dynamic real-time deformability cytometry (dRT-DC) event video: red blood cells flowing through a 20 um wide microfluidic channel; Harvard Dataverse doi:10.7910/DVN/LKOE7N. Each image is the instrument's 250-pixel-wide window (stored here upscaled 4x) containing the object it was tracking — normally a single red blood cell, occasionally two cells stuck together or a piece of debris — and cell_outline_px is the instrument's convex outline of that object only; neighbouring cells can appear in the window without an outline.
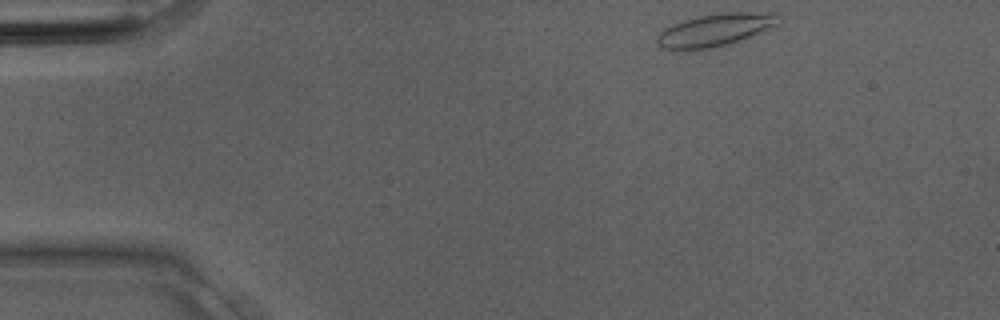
{"species": "Egyptian fruit bat (a non-hibernating species)", "species_latin": "Rousettus aegyptiacus", "temperature_condition": "room temperature", "stored_images_in_passage": 2, "camera_frame_rate_fps": 3000, "um_per_image_px": 0.085, "animal": {"sex": "male"}, "frame": {"image": 1, "passage_image": 1, "time_ms": 0.0, "image_size_px": [1000, 320], "cell_outline_px": [[780, 12], [776, 24], [752, 36], [732, 44], [684, 52], [664, 48], [656, 44], [656, 36], [664, 28], [672, 24], [684, 20], [700, 16], [720, 12]], "centroid_in_image_um": [60.74, 2.56], "position_along_channel_um": 24.3, "area_um2": 23.47}}